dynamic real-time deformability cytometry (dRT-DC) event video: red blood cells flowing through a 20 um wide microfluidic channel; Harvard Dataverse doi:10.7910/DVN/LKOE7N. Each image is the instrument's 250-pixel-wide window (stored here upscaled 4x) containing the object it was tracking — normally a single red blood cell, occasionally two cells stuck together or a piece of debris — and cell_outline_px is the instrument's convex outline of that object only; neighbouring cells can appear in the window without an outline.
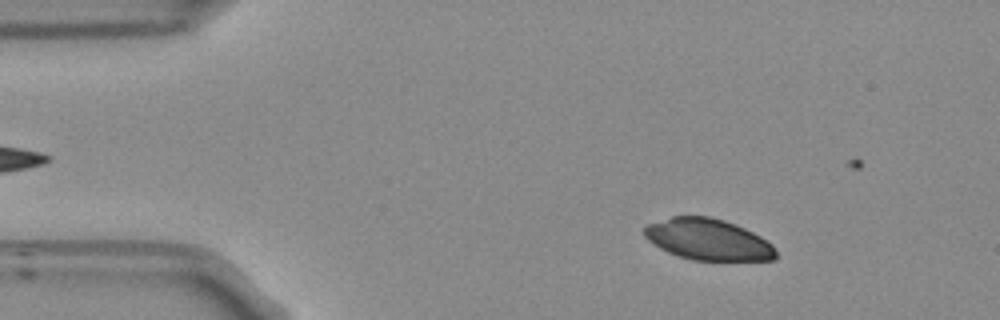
{"species": "Egyptian fruit bat (a non-hibernating species)", "species_latin": "Rousettus aegyptiacus", "temperature_condition": "room temperature", "stored_images_in_passage": 15, "camera_frame_rate_fps": 3000, "um_per_image_px": 0.085, "frame": {"image": 1, "passage_image": 7, "time_ms": 2.0, "image_size_px": [1000, 320], "cell_outline_px": [[776, 260], [692, 260], [676, 256], [660, 248], [648, 240], [644, 236], [644, 228], [648, 224], [672, 216], [708, 216], [724, 220], [744, 228], [760, 236], [772, 244], [776, 252]], "centroid_in_image_um": [60.17, 20.36], "position_along_channel_um": 24.8, "area_um2": 31.56}}